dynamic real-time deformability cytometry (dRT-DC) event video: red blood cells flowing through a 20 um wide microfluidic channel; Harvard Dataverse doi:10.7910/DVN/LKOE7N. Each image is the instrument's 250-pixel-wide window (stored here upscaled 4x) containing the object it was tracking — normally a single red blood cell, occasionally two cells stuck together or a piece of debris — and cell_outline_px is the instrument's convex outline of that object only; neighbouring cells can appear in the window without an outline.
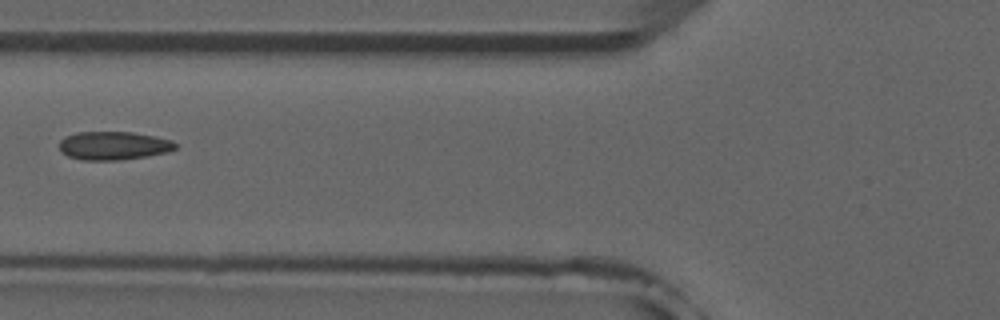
{"species": "common noctule bat (a hibernating species)", "species_latin": "Nyctalus noctula", "temperature_condition": "room temperature", "stored_images_in_passage": 5, "camera_frame_rate_fps": 3000, "um_per_image_px": 0.085, "animal": {"sex": "male", "forearm_length_mm": 52.5}, "frame": {"image": 1, "passage_image": 5, "time_ms": 4.667, "image_size_px": [1000, 320], "cell_outline_px": [[176, 148], [164, 152], [144, 156], [116, 160], [80, 160], [68, 156], [60, 152], [60, 140], [64, 136], [76, 132], [132, 132], [156, 136], [172, 140], [176, 144]], "centroid_in_image_um": [9.59, 12.37], "position_along_channel_um": 116.2, "area_um2": 19.13}}